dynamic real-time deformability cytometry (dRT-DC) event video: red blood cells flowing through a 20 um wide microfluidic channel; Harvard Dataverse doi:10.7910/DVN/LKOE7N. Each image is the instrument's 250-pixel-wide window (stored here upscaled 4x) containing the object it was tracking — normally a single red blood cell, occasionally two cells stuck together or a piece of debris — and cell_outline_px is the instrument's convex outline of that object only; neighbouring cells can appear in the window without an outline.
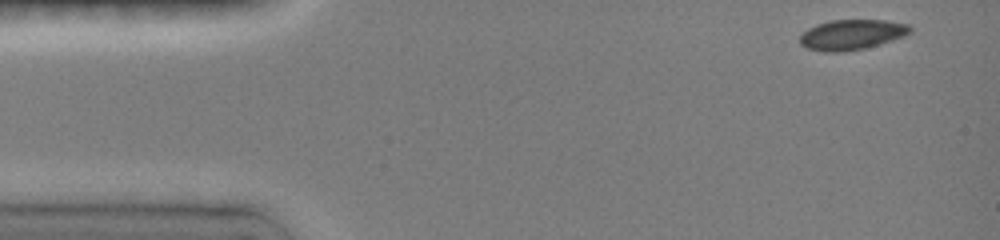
{"species": "common noctule bat (a hibernating species)", "species_latin": "Nyctalus noctula", "temperature_condition": "room temperature", "stored_images_in_passage": 13, "camera_frame_rate_fps": 3000, "um_per_image_px": 0.085, "animal": {"sex": "female", "body_mass_g": 19.0, "forearm_length_mm": 51.5}, "frame": {"image": 1, "passage_image": 1, "time_ms": 0.0, "image_size_px": [1000, 240], "cell_outline_px": [[912, 32], [904, 36], [880, 44], [864, 48], [844, 52], [824, 52], [808, 48], [800, 44], [800, 36], [808, 28], [816, 24], [832, 20], [884, 20], [908, 24], [912, 28]], "centroid_in_image_um": [72.41, 2.94], "position_along_channel_um": 12.6, "area_um2": 19.42}}
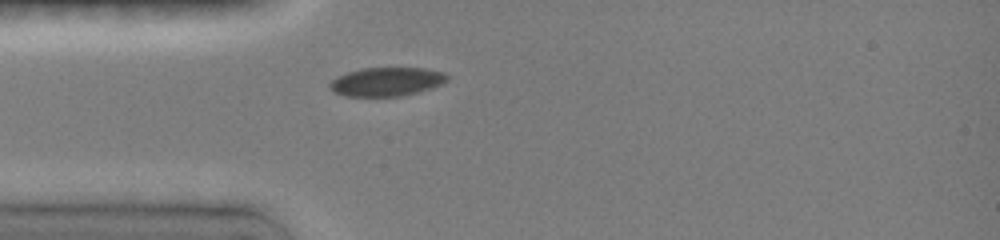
{"frame": {"image": 2, "passage_image": 7, "time_ms": 3.333, "image_size_px": [1000, 240], "cell_outline_px": [[448, 80], [440, 84], [416, 92], [400, 96], [348, 96], [336, 92], [328, 84], [332, 80], [348, 72], [360, 68], [424, 68], [444, 72], [448, 76]], "centroid_in_image_um": [32.88, 6.93], "position_along_channel_um": 52.1, "area_um2": 19.25}}
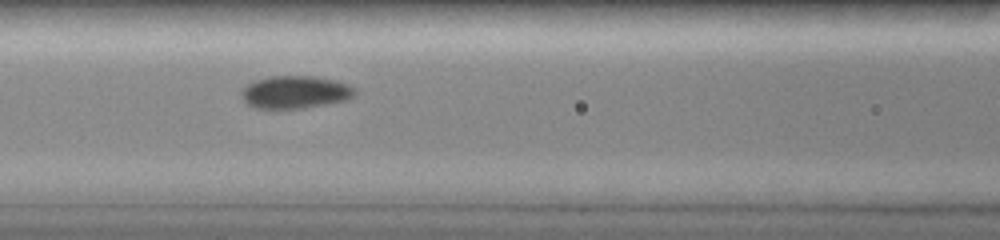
{"frame": {"image": 3, "passage_image": 11, "time_ms": 5.667, "image_size_px": [1000, 240], "cell_outline_px": [[356, 92], [348, 100], [304, 108], [256, 108], [248, 104], [244, 100], [244, 88], [248, 84], [256, 80], [272, 76], [312, 76], [332, 80], [348, 84]], "centroid_in_image_um": [25.12, 7.83], "position_along_channel_um": 141.5, "area_um2": 21.1}}